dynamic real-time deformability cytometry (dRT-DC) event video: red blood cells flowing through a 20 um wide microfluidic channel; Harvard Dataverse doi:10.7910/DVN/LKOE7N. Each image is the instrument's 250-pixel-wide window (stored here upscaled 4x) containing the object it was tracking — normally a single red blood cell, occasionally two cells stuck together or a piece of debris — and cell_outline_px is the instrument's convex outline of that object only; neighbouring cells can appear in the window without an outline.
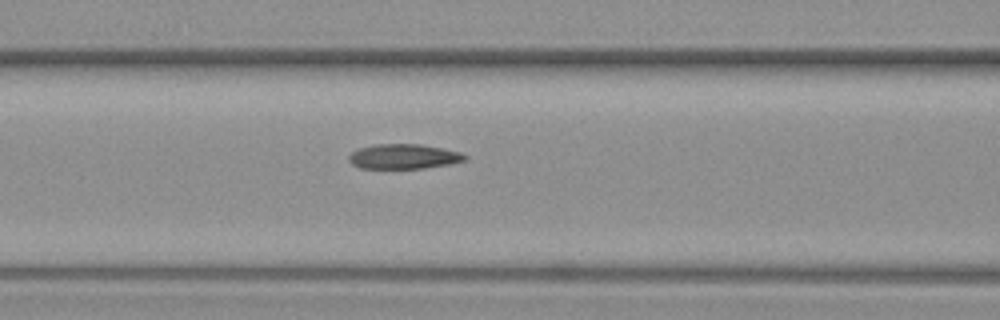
{"species": "common noctule bat (a hibernating species)", "species_latin": "Nyctalus noctula", "temperature_condition": "warm", "stored_images_in_passage": 6, "camera_frame_rate_fps": 3000, "um_per_image_px": 0.085, "animal": {"sex": "female", "body_mass_g": 19.3, "forearm_length_mm": 54.1}, "frame": {"image": 1, "passage_image": 6, "time_ms": 7.667, "image_size_px": [1000, 320], "cell_outline_px": [[468, 156], [464, 160], [448, 164], [424, 168], [360, 168], [352, 164], [348, 160], [348, 156], [352, 152], [360, 148], [376, 144], [420, 144], [460, 152]], "centroid_in_image_um": [34.28, 13.3], "position_along_channel_um": 132.3, "area_um2": 16.59}}